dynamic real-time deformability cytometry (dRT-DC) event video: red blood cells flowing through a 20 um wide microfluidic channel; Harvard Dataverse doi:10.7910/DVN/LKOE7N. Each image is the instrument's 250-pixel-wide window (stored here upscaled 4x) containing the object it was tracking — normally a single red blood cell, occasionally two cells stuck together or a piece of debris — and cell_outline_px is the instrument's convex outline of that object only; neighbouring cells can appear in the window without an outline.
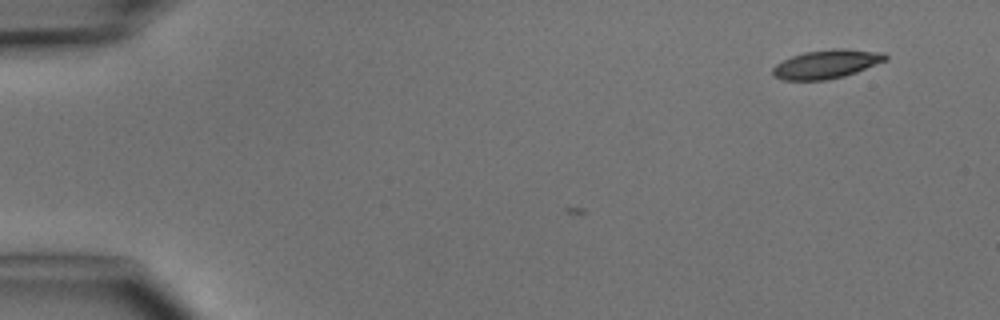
{"species": "common noctule bat (a hibernating species)", "species_latin": "Nyctalus noctula", "temperature_condition": "cold", "stored_images_in_passage": 2, "camera_frame_rate_fps": 3000, "um_per_image_px": 0.085, "animal": {"sex": "male", "body_mass_g": 15.6}, "frame": {"image": 1, "passage_image": 2, "time_ms": 2.0, "image_size_px": [1000, 320], "cell_outline_px": [[888, 60], [856, 72], [844, 76], [828, 80], [784, 80], [772, 76], [772, 68], [776, 64], [792, 56], [804, 52], [832, 48], [844, 48], [884, 52], [888, 56]], "centroid_in_image_um": [70.27, 5.44], "position_along_channel_um": 14.7, "area_um2": 19.07}}